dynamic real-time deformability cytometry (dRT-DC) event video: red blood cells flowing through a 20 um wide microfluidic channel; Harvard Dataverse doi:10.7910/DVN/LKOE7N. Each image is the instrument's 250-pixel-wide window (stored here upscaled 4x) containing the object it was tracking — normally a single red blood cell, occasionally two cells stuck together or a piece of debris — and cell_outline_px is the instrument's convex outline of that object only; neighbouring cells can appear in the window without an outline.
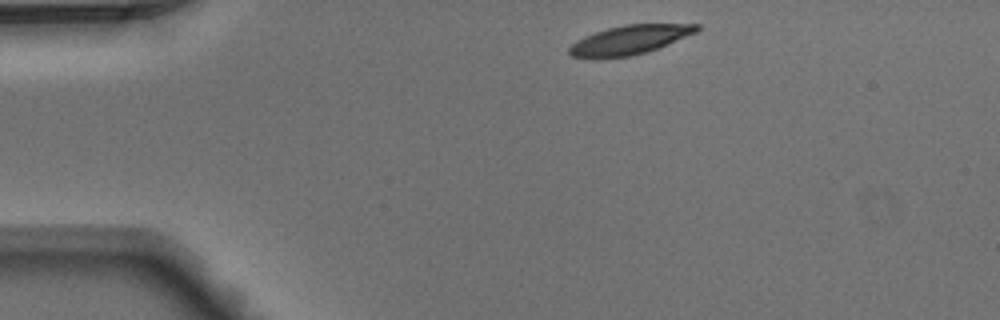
{"species": "Egyptian fruit bat (a non-hibernating species)", "species_latin": "Rousettus aegyptiacus", "temperature_condition": "warm", "stored_images_in_passage": 3, "camera_frame_rate_fps": 3000, "um_per_image_px": 0.085, "animal": {"sex": "male"}, "frame": {"image": 1, "passage_image": 1, "time_ms": 0.0, "image_size_px": [1000, 320], "cell_outline_px": [[700, 28], [696, 32], [668, 44], [648, 52], [628, 56], [592, 60], [572, 56], [568, 52], [568, 48], [576, 40], [584, 36], [608, 28], [624, 24], [700, 24]], "centroid_in_image_um": [53.46, 3.41], "position_along_channel_um": 31.5, "area_um2": 21.85}}